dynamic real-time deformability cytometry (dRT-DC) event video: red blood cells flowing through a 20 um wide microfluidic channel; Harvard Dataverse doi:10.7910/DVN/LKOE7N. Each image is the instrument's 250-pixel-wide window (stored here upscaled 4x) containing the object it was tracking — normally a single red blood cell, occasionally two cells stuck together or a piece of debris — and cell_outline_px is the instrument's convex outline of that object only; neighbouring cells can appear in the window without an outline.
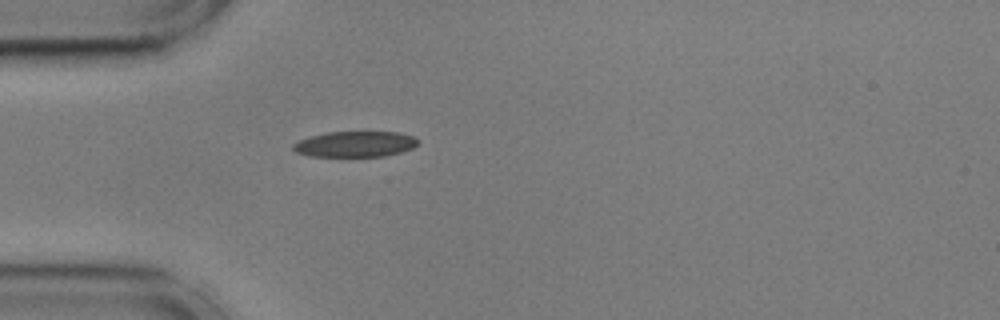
{"species": "common noctule bat (a hibernating species)", "species_latin": "Nyctalus noctula", "temperature_condition": "cold", "stored_images_in_passage": 41, "camera_frame_rate_fps": 3000, "um_per_image_px": 0.085, "animal": {"sex": "male", "body_mass_g": 17.9, "forearm_length_mm": 54.2}, "frame": {"image": 1, "passage_image": 1, "time_ms": 0.0, "image_size_px": [1000, 320], "cell_outline_px": [[420, 140], [412, 148], [400, 152], [384, 156], [312, 156], [296, 152], [292, 148], [292, 144], [300, 140], [312, 136], [328, 132], [400, 132], [416, 136]], "centroid_in_image_um": [30.23, 12.24], "position_along_channel_um": 54.8, "area_um2": 18.61}}
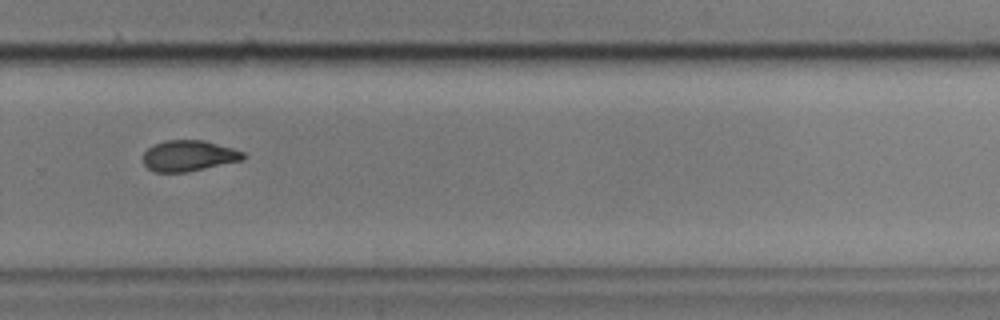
{"frame": {"image": 2, "passage_image": 23, "time_ms": 7.333, "image_size_px": [1000, 320], "cell_outline_px": [[244, 160], [188, 172], [152, 172], [144, 164], [144, 152], [152, 144], [164, 140], [204, 140], [232, 148], [244, 152]], "centroid_in_image_um": [16.03, 13.24], "position_along_channel_um": 313.8, "area_um2": 18.15}}
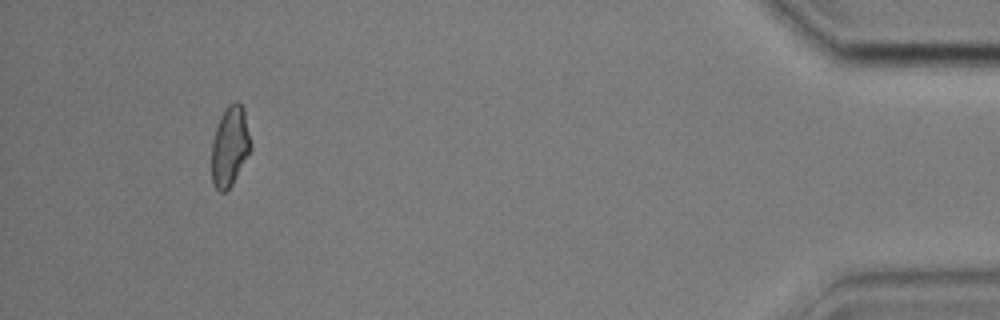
{"frame": {"image": 3, "passage_image": 37, "time_ms": 12.0, "image_size_px": [1000, 320], "cell_outline_px": [[252, 148], [232, 184], [224, 192], [220, 192], [212, 184], [212, 140], [216, 128], [228, 104], [236, 100], [244, 108], [252, 144]], "centroid_in_image_um": [19.55, 12.43], "position_along_channel_um": 415.6, "area_um2": 18.15}, "authors_computed_cell_mechanics": {"area_um2": 18.5538, "velocity_mm_per_s": 3.6108, "shape_relaxation_time_tau1_ms": 9.4118, "shape_relaxation_time_tau2_ms": 3.6299, "deformation_change_tau1": 0.2187, "deformation_change_tau2": 0.0988}}